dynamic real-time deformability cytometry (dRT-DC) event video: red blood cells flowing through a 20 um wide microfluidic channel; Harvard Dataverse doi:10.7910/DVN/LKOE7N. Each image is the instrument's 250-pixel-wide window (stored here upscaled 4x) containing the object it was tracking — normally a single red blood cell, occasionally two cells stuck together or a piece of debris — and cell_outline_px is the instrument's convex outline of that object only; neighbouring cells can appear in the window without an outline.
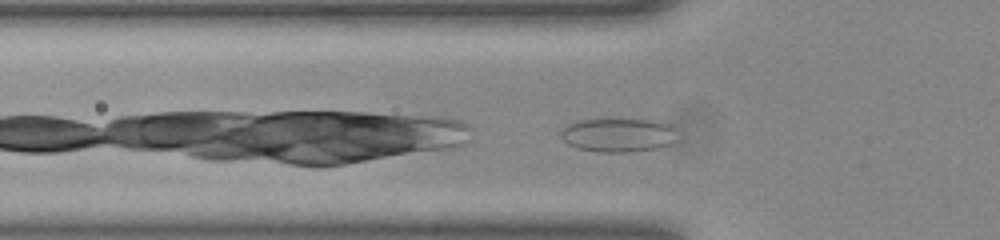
{"species": "common noctule bat (a hibernating species)", "species_latin": "Nyctalus noctula", "temperature_condition": "room temperature", "stored_images_in_passage": 28, "camera_frame_rate_fps": 3000, "um_per_image_px": 0.085, "animal": {"sex": "female", "body_mass_g": 23.0, "forearm_length_mm": 53.4}, "frame": {"image": 1, "passage_image": 3, "time_ms": 0.667, "image_size_px": [1000, 240], "cell_outline_px": [[676, 140], [668, 144], [656, 148], [632, 152], [600, 152], [580, 148], [568, 144], [560, 136], [560, 132], [568, 124], [580, 120], [640, 116], [672, 124], [676, 128]], "centroid_in_image_um": [52.62, 11.41], "position_along_channel_um": 73.2, "area_um2": 23.93}}
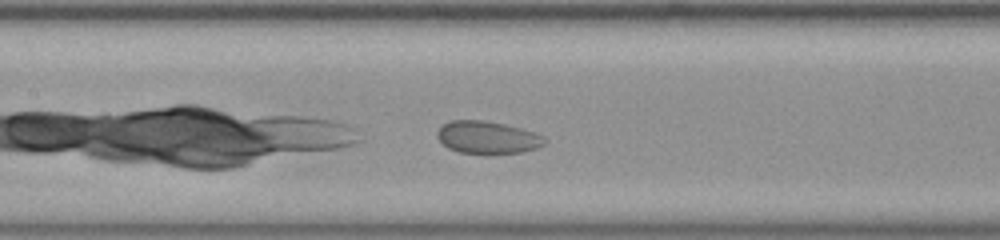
{"frame": {"image": 2, "passage_image": 10, "time_ms": 3.0, "image_size_px": [1000, 240], "cell_outline_px": [[548, 140], [544, 144], [536, 148], [520, 152], [460, 152], [448, 148], [436, 136], [436, 132], [444, 124], [452, 120], [484, 120], [504, 124], [520, 128], [544, 136]], "centroid_in_image_um": [41.43, 11.65], "position_along_channel_um": 166.0, "area_um2": 19.83}}
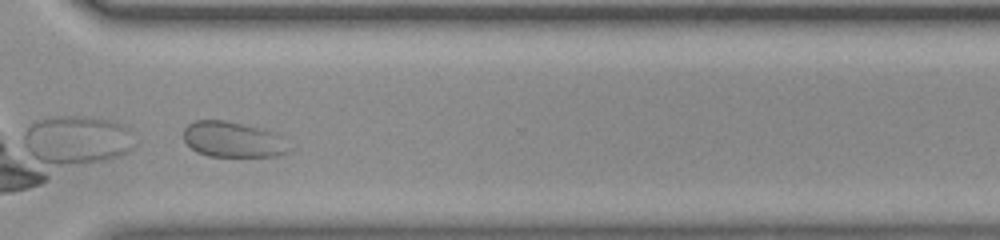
{"frame": {"image": 3, "passage_image": 24, "time_ms": 7.667, "image_size_px": [1000, 240], "cell_outline_px": [[292, 152], [276, 156], [208, 156], [196, 152], [184, 140], [184, 128], [188, 124], [196, 120], [224, 120], [260, 128], [284, 136]], "centroid_in_image_um": [19.84, 11.87], "position_along_channel_um": 350.8, "area_um2": 22.02}}